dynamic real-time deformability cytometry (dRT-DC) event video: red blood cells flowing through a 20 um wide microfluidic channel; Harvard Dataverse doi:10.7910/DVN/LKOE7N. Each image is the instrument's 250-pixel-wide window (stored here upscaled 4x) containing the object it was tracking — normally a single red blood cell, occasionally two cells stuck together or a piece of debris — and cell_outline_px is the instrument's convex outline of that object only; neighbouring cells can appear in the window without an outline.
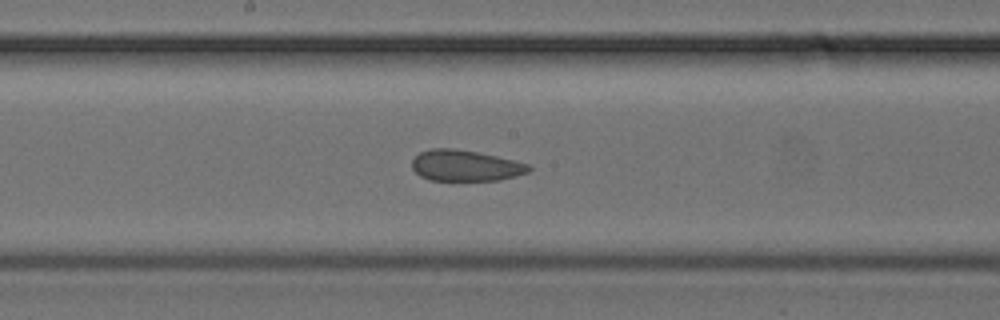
{"species": "common noctule bat (a hibernating species)", "species_latin": "Nyctalus noctula", "temperature_condition": "cold", "stored_images_in_passage": 24, "camera_frame_rate_fps": 3000, "um_per_image_px": 0.085, "animal": {"sex": "female", "body_mass_g": 24.6, "forearm_length_mm": 56.2}, "frame": {"image": 1, "passage_image": 14, "time_ms": 4.333, "image_size_px": [1000, 320], "cell_outline_px": [[532, 168], [528, 172], [516, 176], [500, 180], [428, 180], [420, 176], [412, 168], [412, 160], [420, 152], [432, 148], [452, 148], [476, 152], [496, 156], [528, 164]], "centroid_in_image_um": [39.54, 14.08], "position_along_channel_um": 208.7, "area_um2": 20.98}}